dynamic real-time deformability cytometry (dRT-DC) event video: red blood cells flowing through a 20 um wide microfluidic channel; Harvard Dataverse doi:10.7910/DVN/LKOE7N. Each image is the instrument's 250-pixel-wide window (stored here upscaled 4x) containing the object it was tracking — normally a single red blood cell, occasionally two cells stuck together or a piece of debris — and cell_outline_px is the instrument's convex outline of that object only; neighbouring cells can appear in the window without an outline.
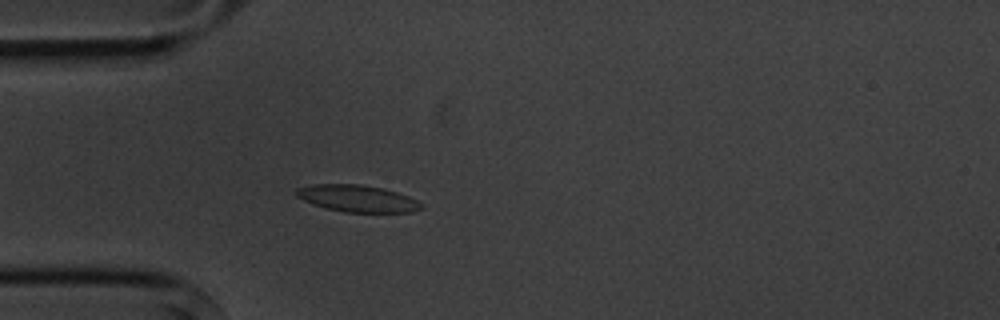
{"species": "common noctule bat (a hibernating species)", "species_latin": "Nyctalus noctula", "temperature_condition": "cold", "stored_images_in_passage": 4, "camera_frame_rate_fps": 3000, "um_per_image_px": 0.085, "animal": {"sex": "male", "body_mass_g": 20.1, "forearm_length_mm": 53.5}, "frame": {"image": 1, "passage_image": 4, "time_ms": 4.333, "image_size_px": [1000, 320], "cell_outline_px": [[424, 208], [412, 212], [344, 212], [324, 208], [312, 204], [296, 196], [296, 188], [316, 184], [360, 184], [384, 188], [408, 196], [424, 204]], "centroid_in_image_um": [30.4, 16.87], "position_along_channel_um": 54.6, "area_um2": 19.65}}